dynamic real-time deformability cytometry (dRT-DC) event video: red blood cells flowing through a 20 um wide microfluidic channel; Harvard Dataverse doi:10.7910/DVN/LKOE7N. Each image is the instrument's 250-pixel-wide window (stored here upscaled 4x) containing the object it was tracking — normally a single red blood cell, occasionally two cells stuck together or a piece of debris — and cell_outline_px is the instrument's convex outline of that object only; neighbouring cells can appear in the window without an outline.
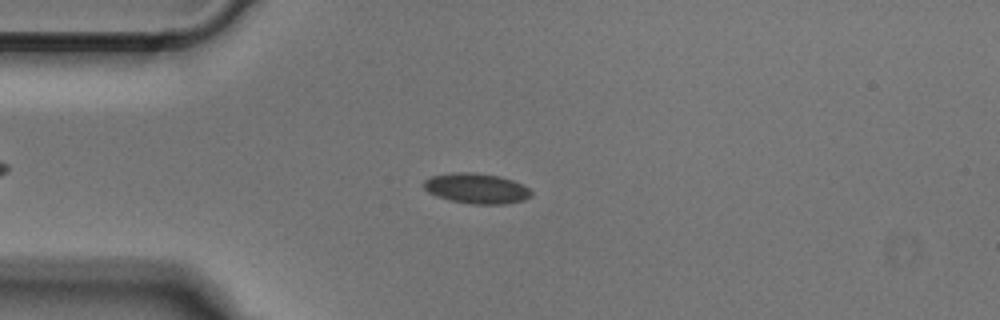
{"species": "Egyptian fruit bat (a non-hibernating species)", "species_latin": "Rousettus aegyptiacus", "temperature_condition": "cold", "stored_images_in_passage": 50, "camera_frame_rate_fps": 3000, "um_per_image_px": 0.085, "animal": {"sex": "male"}, "frame": {"image": 1, "passage_image": 12, "time_ms": 3.667, "image_size_px": [1000, 320], "cell_outline_px": [[532, 196], [524, 200], [504, 204], [472, 204], [452, 200], [436, 196], [428, 192], [424, 188], [424, 180], [432, 176], [452, 172], [476, 172], [500, 176], [512, 180], [528, 188], [532, 192]], "centroid_in_image_um": [40.5, 16.01], "position_along_channel_um": 44.5, "area_um2": 18.96}}
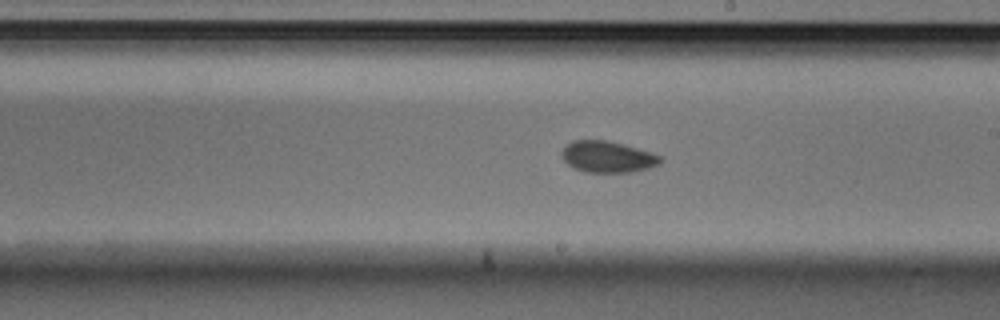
{"frame": {"image": 2, "passage_image": 28, "time_ms": 9.0, "image_size_px": [1000, 320], "cell_outline_px": [[664, 160], [660, 164], [648, 168], [632, 172], [584, 172], [572, 168], [560, 156], [560, 152], [564, 144], [572, 140], [608, 140], [624, 144], [660, 156]], "centroid_in_image_um": [51.58, 13.32], "position_along_channel_um": 237.4, "area_um2": 18.26}}
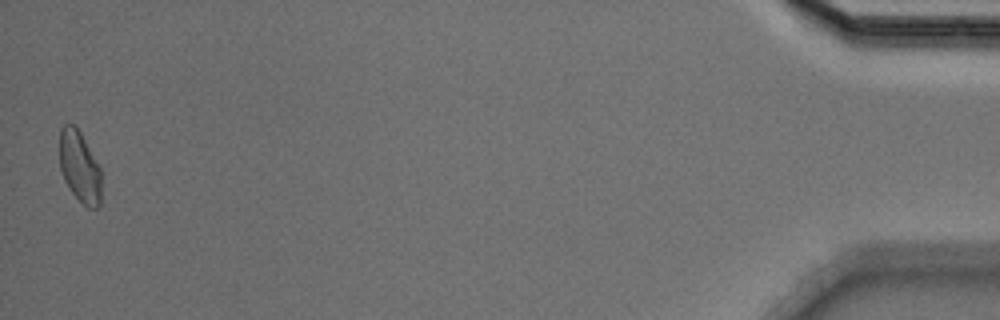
{"frame": {"image": 3, "passage_image": 50, "time_ms": 16.333, "image_size_px": [1000, 320], "cell_outline_px": [[100, 204], [96, 208], [88, 208], [72, 192], [64, 180], [60, 168], [60, 128], [64, 124], [72, 124], [80, 132], [100, 168]], "centroid_in_image_um": [6.75, 14.17], "position_along_channel_um": 428.4, "area_um2": 16.99}}